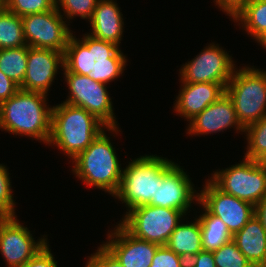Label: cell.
I'll return each mask as SVG.
<instances>
[{"label": "cell", "instance_id": "12", "mask_svg": "<svg viewBox=\"0 0 266 267\" xmlns=\"http://www.w3.org/2000/svg\"><path fill=\"white\" fill-rule=\"evenodd\" d=\"M199 202L216 217H219L233 236L241 230L255 213V206L224 193L210 179L199 193Z\"/></svg>", "mask_w": 266, "mask_h": 267}, {"label": "cell", "instance_id": "2", "mask_svg": "<svg viewBox=\"0 0 266 267\" xmlns=\"http://www.w3.org/2000/svg\"><path fill=\"white\" fill-rule=\"evenodd\" d=\"M47 95L19 89L0 104V129L15 135L27 136L49 142L52 109L47 105Z\"/></svg>", "mask_w": 266, "mask_h": 267}, {"label": "cell", "instance_id": "14", "mask_svg": "<svg viewBox=\"0 0 266 267\" xmlns=\"http://www.w3.org/2000/svg\"><path fill=\"white\" fill-rule=\"evenodd\" d=\"M184 170L174 163L157 182L156 198L149 205L176 209L186 215L193 200L199 201V193Z\"/></svg>", "mask_w": 266, "mask_h": 267}, {"label": "cell", "instance_id": "24", "mask_svg": "<svg viewBox=\"0 0 266 267\" xmlns=\"http://www.w3.org/2000/svg\"><path fill=\"white\" fill-rule=\"evenodd\" d=\"M28 46L0 49V70L19 87L24 81Z\"/></svg>", "mask_w": 266, "mask_h": 267}, {"label": "cell", "instance_id": "20", "mask_svg": "<svg viewBox=\"0 0 266 267\" xmlns=\"http://www.w3.org/2000/svg\"><path fill=\"white\" fill-rule=\"evenodd\" d=\"M232 240L254 267L266 266V231L255 214Z\"/></svg>", "mask_w": 266, "mask_h": 267}, {"label": "cell", "instance_id": "40", "mask_svg": "<svg viewBox=\"0 0 266 267\" xmlns=\"http://www.w3.org/2000/svg\"><path fill=\"white\" fill-rule=\"evenodd\" d=\"M262 164L266 167V158L262 161Z\"/></svg>", "mask_w": 266, "mask_h": 267}, {"label": "cell", "instance_id": "36", "mask_svg": "<svg viewBox=\"0 0 266 267\" xmlns=\"http://www.w3.org/2000/svg\"><path fill=\"white\" fill-rule=\"evenodd\" d=\"M187 267H216L213 252L200 251L187 261Z\"/></svg>", "mask_w": 266, "mask_h": 267}, {"label": "cell", "instance_id": "26", "mask_svg": "<svg viewBox=\"0 0 266 267\" xmlns=\"http://www.w3.org/2000/svg\"><path fill=\"white\" fill-rule=\"evenodd\" d=\"M247 139L245 158L262 162L266 158V115L244 129Z\"/></svg>", "mask_w": 266, "mask_h": 267}, {"label": "cell", "instance_id": "13", "mask_svg": "<svg viewBox=\"0 0 266 267\" xmlns=\"http://www.w3.org/2000/svg\"><path fill=\"white\" fill-rule=\"evenodd\" d=\"M16 217L0 218V252L8 267H21L48 244L44 236L35 241Z\"/></svg>", "mask_w": 266, "mask_h": 267}, {"label": "cell", "instance_id": "38", "mask_svg": "<svg viewBox=\"0 0 266 267\" xmlns=\"http://www.w3.org/2000/svg\"><path fill=\"white\" fill-rule=\"evenodd\" d=\"M257 42L262 45L261 47L266 49V33Z\"/></svg>", "mask_w": 266, "mask_h": 267}, {"label": "cell", "instance_id": "37", "mask_svg": "<svg viewBox=\"0 0 266 267\" xmlns=\"http://www.w3.org/2000/svg\"><path fill=\"white\" fill-rule=\"evenodd\" d=\"M256 217L260 220L263 228L266 231V196L255 205V213Z\"/></svg>", "mask_w": 266, "mask_h": 267}, {"label": "cell", "instance_id": "19", "mask_svg": "<svg viewBox=\"0 0 266 267\" xmlns=\"http://www.w3.org/2000/svg\"><path fill=\"white\" fill-rule=\"evenodd\" d=\"M114 0H99L89 20L91 36L120 46L123 35V14Z\"/></svg>", "mask_w": 266, "mask_h": 267}, {"label": "cell", "instance_id": "29", "mask_svg": "<svg viewBox=\"0 0 266 267\" xmlns=\"http://www.w3.org/2000/svg\"><path fill=\"white\" fill-rule=\"evenodd\" d=\"M98 1L99 0H56V8L59 11L62 9L64 12L63 14L68 20L75 18V16H80L81 19H88L89 21L92 18Z\"/></svg>", "mask_w": 266, "mask_h": 267}, {"label": "cell", "instance_id": "17", "mask_svg": "<svg viewBox=\"0 0 266 267\" xmlns=\"http://www.w3.org/2000/svg\"><path fill=\"white\" fill-rule=\"evenodd\" d=\"M233 126L236 127V132L239 130L244 132V128L238 121L233 103L225 93L189 121L187 134L191 136L216 134Z\"/></svg>", "mask_w": 266, "mask_h": 267}, {"label": "cell", "instance_id": "27", "mask_svg": "<svg viewBox=\"0 0 266 267\" xmlns=\"http://www.w3.org/2000/svg\"><path fill=\"white\" fill-rule=\"evenodd\" d=\"M216 267H254L231 239L213 251Z\"/></svg>", "mask_w": 266, "mask_h": 267}, {"label": "cell", "instance_id": "32", "mask_svg": "<svg viewBox=\"0 0 266 267\" xmlns=\"http://www.w3.org/2000/svg\"><path fill=\"white\" fill-rule=\"evenodd\" d=\"M85 267H124L118 259L101 244L96 253L91 254Z\"/></svg>", "mask_w": 266, "mask_h": 267}, {"label": "cell", "instance_id": "23", "mask_svg": "<svg viewBox=\"0 0 266 267\" xmlns=\"http://www.w3.org/2000/svg\"><path fill=\"white\" fill-rule=\"evenodd\" d=\"M233 20L258 41L266 33V0H250Z\"/></svg>", "mask_w": 266, "mask_h": 267}, {"label": "cell", "instance_id": "9", "mask_svg": "<svg viewBox=\"0 0 266 267\" xmlns=\"http://www.w3.org/2000/svg\"><path fill=\"white\" fill-rule=\"evenodd\" d=\"M63 72L70 93L63 102L87 110L107 127H118L107 84L96 82L86 75Z\"/></svg>", "mask_w": 266, "mask_h": 267}, {"label": "cell", "instance_id": "39", "mask_svg": "<svg viewBox=\"0 0 266 267\" xmlns=\"http://www.w3.org/2000/svg\"><path fill=\"white\" fill-rule=\"evenodd\" d=\"M5 8V0H0V12Z\"/></svg>", "mask_w": 266, "mask_h": 267}, {"label": "cell", "instance_id": "16", "mask_svg": "<svg viewBox=\"0 0 266 267\" xmlns=\"http://www.w3.org/2000/svg\"><path fill=\"white\" fill-rule=\"evenodd\" d=\"M115 228L103 245L124 267H150L160 245L134 237L120 223Z\"/></svg>", "mask_w": 266, "mask_h": 267}, {"label": "cell", "instance_id": "6", "mask_svg": "<svg viewBox=\"0 0 266 267\" xmlns=\"http://www.w3.org/2000/svg\"><path fill=\"white\" fill-rule=\"evenodd\" d=\"M225 93L231 99L244 129L266 115V71L254 66L236 68Z\"/></svg>", "mask_w": 266, "mask_h": 267}, {"label": "cell", "instance_id": "28", "mask_svg": "<svg viewBox=\"0 0 266 267\" xmlns=\"http://www.w3.org/2000/svg\"><path fill=\"white\" fill-rule=\"evenodd\" d=\"M55 7L56 0H5V8L20 17L50 11Z\"/></svg>", "mask_w": 266, "mask_h": 267}, {"label": "cell", "instance_id": "5", "mask_svg": "<svg viewBox=\"0 0 266 267\" xmlns=\"http://www.w3.org/2000/svg\"><path fill=\"white\" fill-rule=\"evenodd\" d=\"M174 164L167 158L145 155L132 159L123 169L122 179L117 193L113 196L132 208L149 205L156 198L157 182Z\"/></svg>", "mask_w": 266, "mask_h": 267}, {"label": "cell", "instance_id": "3", "mask_svg": "<svg viewBox=\"0 0 266 267\" xmlns=\"http://www.w3.org/2000/svg\"><path fill=\"white\" fill-rule=\"evenodd\" d=\"M106 129L116 134L120 131L119 127H107L87 110L63 102L53 106L48 145H56L73 161Z\"/></svg>", "mask_w": 266, "mask_h": 267}, {"label": "cell", "instance_id": "15", "mask_svg": "<svg viewBox=\"0 0 266 267\" xmlns=\"http://www.w3.org/2000/svg\"><path fill=\"white\" fill-rule=\"evenodd\" d=\"M60 67L64 68L63 52L28 47L26 73L19 88L48 95Z\"/></svg>", "mask_w": 266, "mask_h": 267}, {"label": "cell", "instance_id": "7", "mask_svg": "<svg viewBox=\"0 0 266 267\" xmlns=\"http://www.w3.org/2000/svg\"><path fill=\"white\" fill-rule=\"evenodd\" d=\"M211 175L210 180L224 193L254 206L266 196V167L260 161L244 157L235 166Z\"/></svg>", "mask_w": 266, "mask_h": 267}, {"label": "cell", "instance_id": "25", "mask_svg": "<svg viewBox=\"0 0 266 267\" xmlns=\"http://www.w3.org/2000/svg\"><path fill=\"white\" fill-rule=\"evenodd\" d=\"M22 18L4 8L0 12V49L25 46Z\"/></svg>", "mask_w": 266, "mask_h": 267}, {"label": "cell", "instance_id": "4", "mask_svg": "<svg viewBox=\"0 0 266 267\" xmlns=\"http://www.w3.org/2000/svg\"><path fill=\"white\" fill-rule=\"evenodd\" d=\"M110 137L103 130L72 161V172L89 187H96L114 196L120 186L123 169Z\"/></svg>", "mask_w": 266, "mask_h": 267}, {"label": "cell", "instance_id": "21", "mask_svg": "<svg viewBox=\"0 0 266 267\" xmlns=\"http://www.w3.org/2000/svg\"><path fill=\"white\" fill-rule=\"evenodd\" d=\"M194 220L186 224L181 221L166 243L168 248L187 261L203 250L200 222L198 218Z\"/></svg>", "mask_w": 266, "mask_h": 267}, {"label": "cell", "instance_id": "8", "mask_svg": "<svg viewBox=\"0 0 266 267\" xmlns=\"http://www.w3.org/2000/svg\"><path fill=\"white\" fill-rule=\"evenodd\" d=\"M184 216L176 209L143 205L126 211L120 224L134 237L161 246L166 245Z\"/></svg>", "mask_w": 266, "mask_h": 267}, {"label": "cell", "instance_id": "11", "mask_svg": "<svg viewBox=\"0 0 266 267\" xmlns=\"http://www.w3.org/2000/svg\"><path fill=\"white\" fill-rule=\"evenodd\" d=\"M219 44L211 43L180 69L181 83H219L224 88L233 76L236 66L232 56Z\"/></svg>", "mask_w": 266, "mask_h": 267}, {"label": "cell", "instance_id": "31", "mask_svg": "<svg viewBox=\"0 0 266 267\" xmlns=\"http://www.w3.org/2000/svg\"><path fill=\"white\" fill-rule=\"evenodd\" d=\"M150 267H187V260L166 245L158 247Z\"/></svg>", "mask_w": 266, "mask_h": 267}, {"label": "cell", "instance_id": "33", "mask_svg": "<svg viewBox=\"0 0 266 267\" xmlns=\"http://www.w3.org/2000/svg\"><path fill=\"white\" fill-rule=\"evenodd\" d=\"M48 245L49 244L42 248L34 257L21 267H57V261H55Z\"/></svg>", "mask_w": 266, "mask_h": 267}, {"label": "cell", "instance_id": "10", "mask_svg": "<svg viewBox=\"0 0 266 267\" xmlns=\"http://www.w3.org/2000/svg\"><path fill=\"white\" fill-rule=\"evenodd\" d=\"M63 16L55 7L50 11L21 17L27 46L53 49L64 53L73 32Z\"/></svg>", "mask_w": 266, "mask_h": 267}, {"label": "cell", "instance_id": "18", "mask_svg": "<svg viewBox=\"0 0 266 267\" xmlns=\"http://www.w3.org/2000/svg\"><path fill=\"white\" fill-rule=\"evenodd\" d=\"M224 94L225 88L219 83H182L174 110L190 121Z\"/></svg>", "mask_w": 266, "mask_h": 267}, {"label": "cell", "instance_id": "30", "mask_svg": "<svg viewBox=\"0 0 266 267\" xmlns=\"http://www.w3.org/2000/svg\"><path fill=\"white\" fill-rule=\"evenodd\" d=\"M9 174L6 166L0 164V218L16 216Z\"/></svg>", "mask_w": 266, "mask_h": 267}, {"label": "cell", "instance_id": "35", "mask_svg": "<svg viewBox=\"0 0 266 267\" xmlns=\"http://www.w3.org/2000/svg\"><path fill=\"white\" fill-rule=\"evenodd\" d=\"M19 86L0 70V104L12 97Z\"/></svg>", "mask_w": 266, "mask_h": 267}, {"label": "cell", "instance_id": "1", "mask_svg": "<svg viewBox=\"0 0 266 267\" xmlns=\"http://www.w3.org/2000/svg\"><path fill=\"white\" fill-rule=\"evenodd\" d=\"M126 60V55L112 43L88 33L81 40L72 35L64 52L62 71L86 75L96 82L108 84L122 75Z\"/></svg>", "mask_w": 266, "mask_h": 267}, {"label": "cell", "instance_id": "34", "mask_svg": "<svg viewBox=\"0 0 266 267\" xmlns=\"http://www.w3.org/2000/svg\"><path fill=\"white\" fill-rule=\"evenodd\" d=\"M220 10L233 19L250 0H214Z\"/></svg>", "mask_w": 266, "mask_h": 267}, {"label": "cell", "instance_id": "22", "mask_svg": "<svg viewBox=\"0 0 266 267\" xmlns=\"http://www.w3.org/2000/svg\"><path fill=\"white\" fill-rule=\"evenodd\" d=\"M204 213L198 217L202 232V248L206 251H215L232 239L226 224L215 215H212L199 201Z\"/></svg>", "mask_w": 266, "mask_h": 267}]
</instances>
